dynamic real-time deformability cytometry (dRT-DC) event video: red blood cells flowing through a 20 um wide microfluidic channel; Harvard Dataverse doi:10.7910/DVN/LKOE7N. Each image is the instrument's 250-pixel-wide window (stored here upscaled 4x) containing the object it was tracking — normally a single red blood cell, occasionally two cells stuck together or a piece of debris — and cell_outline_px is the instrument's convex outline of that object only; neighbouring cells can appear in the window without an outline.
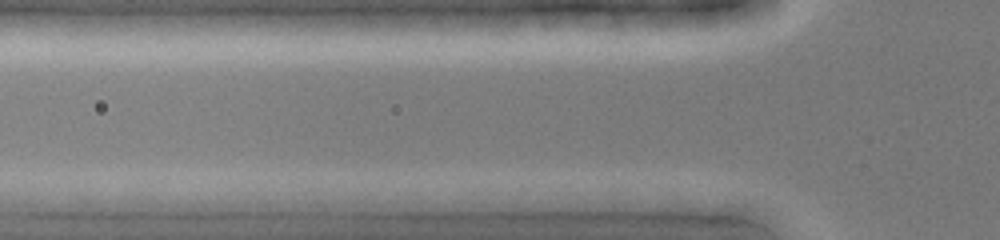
{"species": "common noctule bat (a hibernating species)", "species_latin": "Nyctalus noctula", "temperature_condition": "cold", "stored_images_in_passage": 3, "camera_frame_rate_fps": 3000, "um_per_image_px": 0.085, "animal": {"sex": "female", "body_mass_g": 19.0, "forearm_length_mm": 51.5}, "frame": {"image": 1, "passage_image": 3, "time_ms": 0.667, "image_size_px": [1000, 240], "cell_outline_px": [[604, 200], [600, 212], [556, 212], [508, 200], [520, 188], [524, 188], [576, 192]], "centroid_in_image_um": [47.41, 17.05], "position_along_channel_um": 78.4, "area_um2": 11.5}}